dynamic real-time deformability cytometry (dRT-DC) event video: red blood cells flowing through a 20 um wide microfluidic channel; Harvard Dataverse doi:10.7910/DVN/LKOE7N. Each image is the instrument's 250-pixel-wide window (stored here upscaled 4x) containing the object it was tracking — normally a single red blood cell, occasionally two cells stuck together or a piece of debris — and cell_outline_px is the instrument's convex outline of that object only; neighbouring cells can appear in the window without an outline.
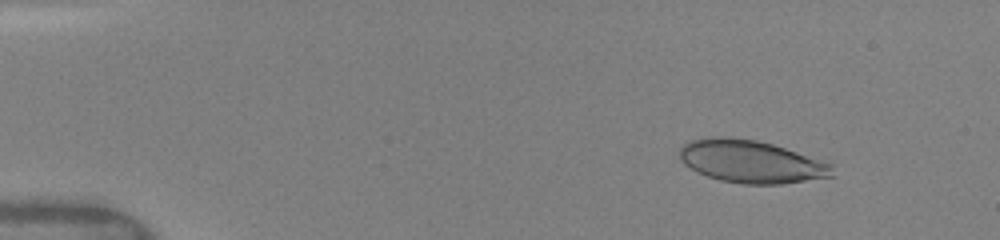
{"species": "human", "species_latin": "Homo sapiens", "temperature_condition": "warm", "stored_images_in_passage": 8, "camera_frame_rate_fps": 3000, "um_per_image_px": 0.085, "donor": {"sex": "female"}, "frame": {"image": 1, "passage_image": 3, "time_ms": 1.667, "image_size_px": [1000, 240], "cell_outline_px": [[836, 176], [780, 184], [744, 184], [720, 180], [708, 176], [684, 164], [680, 160], [680, 148], [684, 144], [692, 140], [708, 136], [732, 136], [756, 140], [772, 144], [832, 164]], "centroid_in_image_um": [63.84, 13.72], "position_along_channel_um": 21.2, "area_um2": 37.86}}
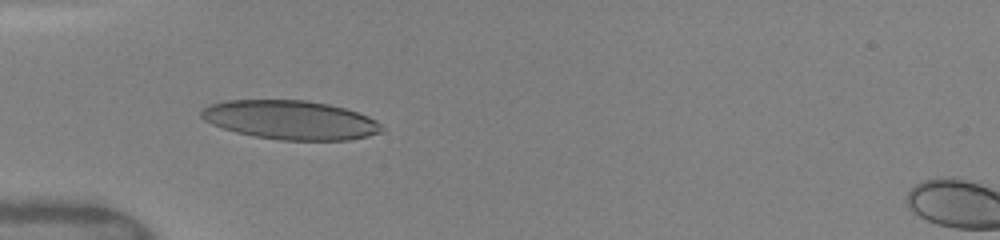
{"frame": {"image": 2, "passage_image": 7, "time_ms": 5.0, "image_size_px": [1000, 240], "cell_outline_px": [[384, 132], [368, 136], [348, 140], [280, 140], [256, 136], [236, 132], [212, 124], [204, 120], [200, 116], [200, 112], [208, 104], [228, 100], [308, 100], [328, 104], [344, 108], [368, 116], [376, 120], [384, 128]], "centroid_in_image_um": [24.7, 10.19], "position_along_channel_um": 60.3, "area_um2": 40.98}}